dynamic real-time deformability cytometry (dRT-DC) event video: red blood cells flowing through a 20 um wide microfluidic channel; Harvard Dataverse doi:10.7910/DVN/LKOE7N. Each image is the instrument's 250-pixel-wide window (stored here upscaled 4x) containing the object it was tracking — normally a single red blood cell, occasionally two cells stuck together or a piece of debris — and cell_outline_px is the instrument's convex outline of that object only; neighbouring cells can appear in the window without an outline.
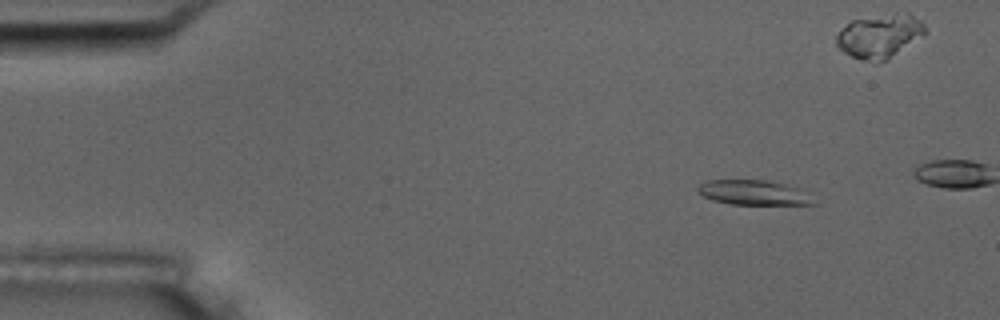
{"species": "common noctule bat (a hibernating species)", "species_latin": "Nyctalus noctula", "temperature_condition": "room temperature", "stored_images_in_passage": 5, "camera_frame_rate_fps": 3000, "um_per_image_px": 0.085, "animal": {"sex": "male", "body_mass_g": 17.5, "forearm_length_mm": 52.3}, "frame": {"image": 1, "passage_image": 2, "time_ms": 1.0, "image_size_px": [1000, 320], "cell_outline_px": [[816, 204], [732, 204], [712, 200], [696, 192], [696, 188], [700, 184], [708, 180], [772, 180], [800, 188]], "centroid_in_image_um": [64.0, 16.35], "position_along_channel_um": 21.0, "area_um2": 16.65}}